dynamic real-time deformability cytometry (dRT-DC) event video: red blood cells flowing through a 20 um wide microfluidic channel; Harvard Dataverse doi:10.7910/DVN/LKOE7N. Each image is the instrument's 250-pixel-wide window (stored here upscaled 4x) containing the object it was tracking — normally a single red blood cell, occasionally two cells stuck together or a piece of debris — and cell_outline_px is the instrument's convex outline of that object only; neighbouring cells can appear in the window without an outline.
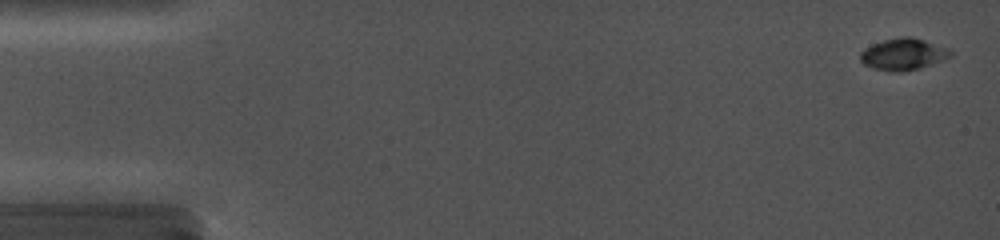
{"species": "common noctule bat (a hibernating species)", "species_latin": "Nyctalus noctula", "temperature_condition": "cold", "stored_images_in_passage": 91, "camera_frame_rate_fps": 5000, "um_per_image_px": 0.085, "animal": {"sex": "female", "body_mass_g": 19.0, "forearm_length_mm": 56.7}, "frame": {"image": 1, "passage_image": 2, "time_ms": 0.4, "image_size_px": [1000, 240], "cell_outline_px": [[952, 56], [944, 60], [920, 68], [900, 72], [892, 72], [872, 68], [864, 64], [860, 60], [860, 52], [864, 48], [872, 44], [884, 40], [900, 36], [912, 36], [948, 48], [952, 52]], "centroid_in_image_um": [76.77, 4.61], "position_along_channel_um": 8.2, "area_um2": 16.82}}
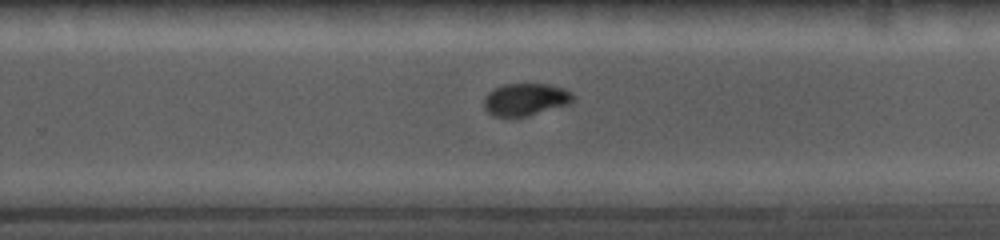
{"frame": {"image": 2, "passage_image": 68, "time_ms": 11.4, "image_size_px": [1000, 240], "cell_outline_px": [[576, 96], [572, 104], [528, 116], [492, 116], [484, 108], [484, 96], [488, 92], [504, 84], [548, 84], [564, 88], [572, 92]], "centroid_in_image_um": [44.72, 8.45], "position_along_channel_um": 285.1, "area_um2": 17.05}}
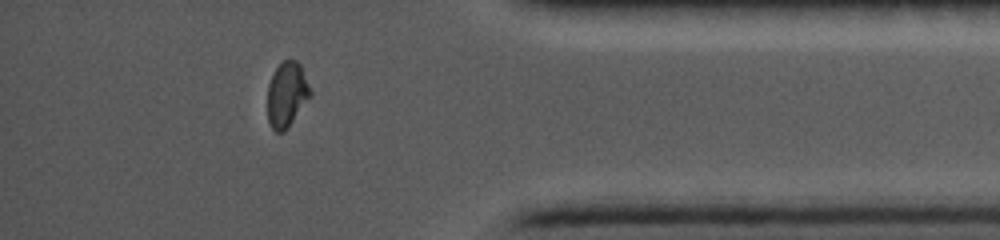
{"frame": {"image": 3, "passage_image": 84, "time_ms": 15.0, "image_size_px": [1000, 240], "cell_outline_px": [[312, 96], [284, 132], [276, 132], [272, 128], [268, 120], [268, 84], [276, 68], [284, 60], [296, 60], [300, 64], [312, 92]], "centroid_in_image_um": [24.4, 8.04], "position_along_channel_um": 410.8, "area_um2": 16.18}}